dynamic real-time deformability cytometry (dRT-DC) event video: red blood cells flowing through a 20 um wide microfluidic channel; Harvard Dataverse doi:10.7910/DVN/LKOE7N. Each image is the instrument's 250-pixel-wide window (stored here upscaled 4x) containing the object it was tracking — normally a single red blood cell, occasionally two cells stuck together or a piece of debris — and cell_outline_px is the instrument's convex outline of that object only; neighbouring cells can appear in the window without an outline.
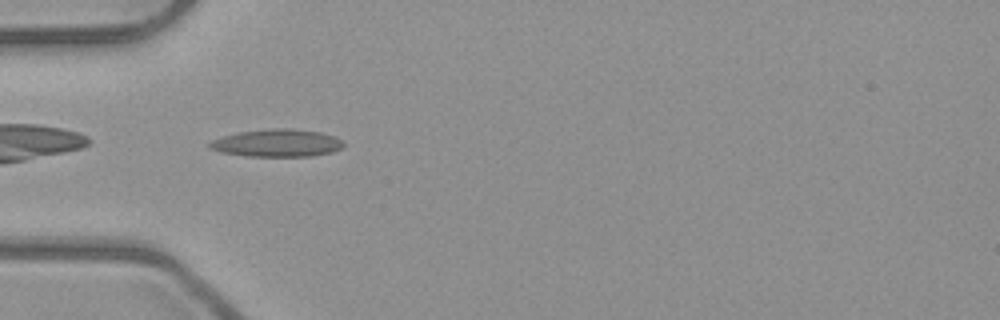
{"species": "common noctule bat (a hibernating species)", "species_latin": "Nyctalus noctula", "temperature_condition": "room temperature", "stored_images_in_passage": 6, "camera_frame_rate_fps": 3000, "um_per_image_px": 0.085, "animal": {"sex": "male", "body_mass_g": 23.1, "forearm_length_mm": 52.7}, "frame": {"image": 1, "passage_image": 5, "time_ms": 1.333, "image_size_px": [1000, 320], "cell_outline_px": [[344, 148], [332, 152], [312, 156], [248, 156], [220, 152], [208, 148], [208, 144], [212, 140], [224, 136], [240, 132], [276, 128], [288, 128], [320, 132], [336, 136], [344, 140]], "centroid_in_image_um": [23.6, 12.16], "position_along_channel_um": 61.4, "area_um2": 21.56}}
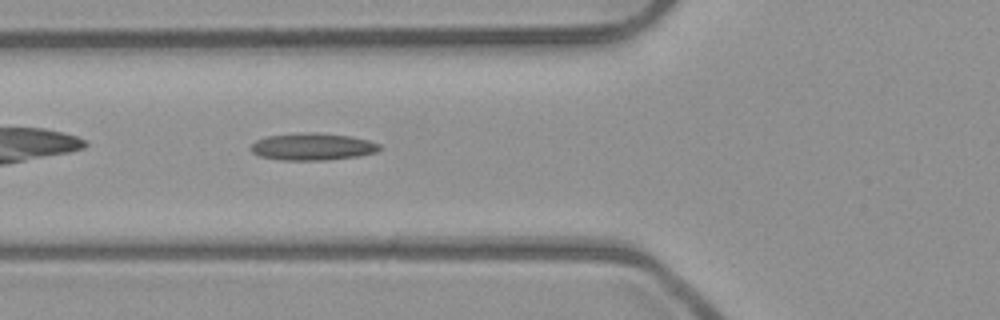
{"frame": {"image": 2, "passage_image": 6, "time_ms": 1.667, "image_size_px": [1000, 320], "cell_outline_px": [[384, 148], [376, 152], [360, 156], [328, 160], [280, 160], [260, 156], [252, 152], [248, 148], [256, 140], [268, 136], [300, 132], [316, 132], [352, 136], [368, 140], [380, 144]], "centroid_in_image_um": [26.59, 12.46], "position_along_channel_um": 99.2, "area_um2": 20.69}}